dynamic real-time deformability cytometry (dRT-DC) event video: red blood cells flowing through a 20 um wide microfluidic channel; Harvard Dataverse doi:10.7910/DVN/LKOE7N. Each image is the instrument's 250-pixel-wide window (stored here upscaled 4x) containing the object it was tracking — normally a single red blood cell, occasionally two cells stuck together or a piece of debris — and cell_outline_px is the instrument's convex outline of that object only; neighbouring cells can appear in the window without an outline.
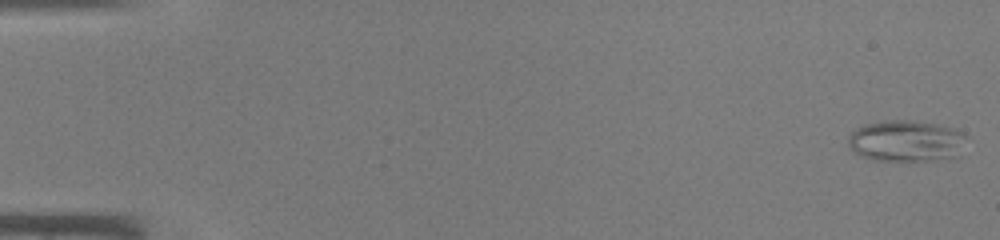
{"species": "common noctule bat (a hibernating species)", "species_latin": "Nyctalus noctula", "temperature_condition": "warm", "stored_images_in_passage": 8, "camera_frame_rate_fps": 3000, "um_per_image_px": 0.085, "animal": {"sex": "male", "body_mass_g": 19.0, "forearm_length_mm": 50.8}, "frame": {"image": 1, "passage_image": 1, "time_ms": 0.0, "image_size_px": [1000, 240], "cell_outline_px": [[968, 136], [960, 156], [924, 160], [872, 160], [860, 156], [852, 152], [848, 148], [848, 136], [856, 128], [864, 124], [884, 120], [908, 120], [936, 124], [956, 128], [964, 132]], "centroid_in_image_um": [77.03, 11.97], "position_along_channel_um": 8.0, "area_um2": 28.96}}